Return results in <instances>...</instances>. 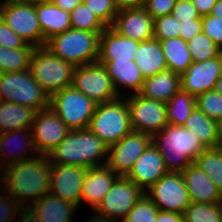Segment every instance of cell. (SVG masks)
I'll use <instances>...</instances> for the list:
<instances>
[{
	"label": "cell",
	"instance_id": "f1b7e54d",
	"mask_svg": "<svg viewBox=\"0 0 222 222\" xmlns=\"http://www.w3.org/2000/svg\"><path fill=\"white\" fill-rule=\"evenodd\" d=\"M36 112L28 106L3 101L0 104V134L17 129H31Z\"/></svg>",
	"mask_w": 222,
	"mask_h": 222
},
{
	"label": "cell",
	"instance_id": "7c38bea8",
	"mask_svg": "<svg viewBox=\"0 0 222 222\" xmlns=\"http://www.w3.org/2000/svg\"><path fill=\"white\" fill-rule=\"evenodd\" d=\"M145 194L161 211L183 214L191 204L181 172H168L146 190Z\"/></svg>",
	"mask_w": 222,
	"mask_h": 222
},
{
	"label": "cell",
	"instance_id": "74e56055",
	"mask_svg": "<svg viewBox=\"0 0 222 222\" xmlns=\"http://www.w3.org/2000/svg\"><path fill=\"white\" fill-rule=\"evenodd\" d=\"M159 209L144 194L122 222H155Z\"/></svg>",
	"mask_w": 222,
	"mask_h": 222
},
{
	"label": "cell",
	"instance_id": "f5cc1de1",
	"mask_svg": "<svg viewBox=\"0 0 222 222\" xmlns=\"http://www.w3.org/2000/svg\"><path fill=\"white\" fill-rule=\"evenodd\" d=\"M118 10L144 7L146 0H114Z\"/></svg>",
	"mask_w": 222,
	"mask_h": 222
},
{
	"label": "cell",
	"instance_id": "7402d4cb",
	"mask_svg": "<svg viewBox=\"0 0 222 222\" xmlns=\"http://www.w3.org/2000/svg\"><path fill=\"white\" fill-rule=\"evenodd\" d=\"M139 42L106 27L100 34L98 61L134 60Z\"/></svg>",
	"mask_w": 222,
	"mask_h": 222
},
{
	"label": "cell",
	"instance_id": "94428289",
	"mask_svg": "<svg viewBox=\"0 0 222 222\" xmlns=\"http://www.w3.org/2000/svg\"><path fill=\"white\" fill-rule=\"evenodd\" d=\"M10 1H14V0H1L0 3H5V2H10Z\"/></svg>",
	"mask_w": 222,
	"mask_h": 222
},
{
	"label": "cell",
	"instance_id": "44dd1931",
	"mask_svg": "<svg viewBox=\"0 0 222 222\" xmlns=\"http://www.w3.org/2000/svg\"><path fill=\"white\" fill-rule=\"evenodd\" d=\"M118 177L106 164L89 168L83 181L81 202L95 210Z\"/></svg>",
	"mask_w": 222,
	"mask_h": 222
},
{
	"label": "cell",
	"instance_id": "91938a15",
	"mask_svg": "<svg viewBox=\"0 0 222 222\" xmlns=\"http://www.w3.org/2000/svg\"><path fill=\"white\" fill-rule=\"evenodd\" d=\"M86 222H104V221H101V220H97V219H94L93 217H91L89 220H87Z\"/></svg>",
	"mask_w": 222,
	"mask_h": 222
},
{
	"label": "cell",
	"instance_id": "ffe728a7",
	"mask_svg": "<svg viewBox=\"0 0 222 222\" xmlns=\"http://www.w3.org/2000/svg\"><path fill=\"white\" fill-rule=\"evenodd\" d=\"M191 202L215 204L222 202V193L196 164L181 172Z\"/></svg>",
	"mask_w": 222,
	"mask_h": 222
},
{
	"label": "cell",
	"instance_id": "5bb4252c",
	"mask_svg": "<svg viewBox=\"0 0 222 222\" xmlns=\"http://www.w3.org/2000/svg\"><path fill=\"white\" fill-rule=\"evenodd\" d=\"M152 143L147 133L131 131L117 143L109 146L106 165L118 176L126 177L135 161Z\"/></svg>",
	"mask_w": 222,
	"mask_h": 222
},
{
	"label": "cell",
	"instance_id": "30bf717a",
	"mask_svg": "<svg viewBox=\"0 0 222 222\" xmlns=\"http://www.w3.org/2000/svg\"><path fill=\"white\" fill-rule=\"evenodd\" d=\"M1 18L26 44L43 46V34L36 13V4L26 0L1 3Z\"/></svg>",
	"mask_w": 222,
	"mask_h": 222
},
{
	"label": "cell",
	"instance_id": "7bdbcfd3",
	"mask_svg": "<svg viewBox=\"0 0 222 222\" xmlns=\"http://www.w3.org/2000/svg\"><path fill=\"white\" fill-rule=\"evenodd\" d=\"M3 195L0 194V222H14V218L22 207L14 198L0 187ZM5 194V195H4Z\"/></svg>",
	"mask_w": 222,
	"mask_h": 222
},
{
	"label": "cell",
	"instance_id": "4316f807",
	"mask_svg": "<svg viewBox=\"0 0 222 222\" xmlns=\"http://www.w3.org/2000/svg\"><path fill=\"white\" fill-rule=\"evenodd\" d=\"M30 207L42 222H72V215L77 211L76 205L58 197L45 194Z\"/></svg>",
	"mask_w": 222,
	"mask_h": 222
},
{
	"label": "cell",
	"instance_id": "f907efd6",
	"mask_svg": "<svg viewBox=\"0 0 222 222\" xmlns=\"http://www.w3.org/2000/svg\"><path fill=\"white\" fill-rule=\"evenodd\" d=\"M155 222H184L183 214L159 210Z\"/></svg>",
	"mask_w": 222,
	"mask_h": 222
},
{
	"label": "cell",
	"instance_id": "b9f144b4",
	"mask_svg": "<svg viewBox=\"0 0 222 222\" xmlns=\"http://www.w3.org/2000/svg\"><path fill=\"white\" fill-rule=\"evenodd\" d=\"M202 32L222 50V18L211 14L202 16Z\"/></svg>",
	"mask_w": 222,
	"mask_h": 222
},
{
	"label": "cell",
	"instance_id": "ba28073f",
	"mask_svg": "<svg viewBox=\"0 0 222 222\" xmlns=\"http://www.w3.org/2000/svg\"><path fill=\"white\" fill-rule=\"evenodd\" d=\"M96 105L73 86L66 87L50 97V107L70 130L88 128Z\"/></svg>",
	"mask_w": 222,
	"mask_h": 222
},
{
	"label": "cell",
	"instance_id": "4fadbf2b",
	"mask_svg": "<svg viewBox=\"0 0 222 222\" xmlns=\"http://www.w3.org/2000/svg\"><path fill=\"white\" fill-rule=\"evenodd\" d=\"M132 131L147 133L153 136L167 125L166 103L130 94L126 98Z\"/></svg>",
	"mask_w": 222,
	"mask_h": 222
},
{
	"label": "cell",
	"instance_id": "bcb514c9",
	"mask_svg": "<svg viewBox=\"0 0 222 222\" xmlns=\"http://www.w3.org/2000/svg\"><path fill=\"white\" fill-rule=\"evenodd\" d=\"M176 2L177 0H146L144 8L154 19L171 14Z\"/></svg>",
	"mask_w": 222,
	"mask_h": 222
},
{
	"label": "cell",
	"instance_id": "484cf974",
	"mask_svg": "<svg viewBox=\"0 0 222 222\" xmlns=\"http://www.w3.org/2000/svg\"><path fill=\"white\" fill-rule=\"evenodd\" d=\"M134 61L144 78L168 70L160 42L155 38L139 42Z\"/></svg>",
	"mask_w": 222,
	"mask_h": 222
},
{
	"label": "cell",
	"instance_id": "d590c367",
	"mask_svg": "<svg viewBox=\"0 0 222 222\" xmlns=\"http://www.w3.org/2000/svg\"><path fill=\"white\" fill-rule=\"evenodd\" d=\"M71 28L82 31H103L106 26L82 2L70 12Z\"/></svg>",
	"mask_w": 222,
	"mask_h": 222
},
{
	"label": "cell",
	"instance_id": "f6af8a7d",
	"mask_svg": "<svg viewBox=\"0 0 222 222\" xmlns=\"http://www.w3.org/2000/svg\"><path fill=\"white\" fill-rule=\"evenodd\" d=\"M0 45L5 48L17 49L20 47H34L26 44L0 17Z\"/></svg>",
	"mask_w": 222,
	"mask_h": 222
},
{
	"label": "cell",
	"instance_id": "681fc988",
	"mask_svg": "<svg viewBox=\"0 0 222 222\" xmlns=\"http://www.w3.org/2000/svg\"><path fill=\"white\" fill-rule=\"evenodd\" d=\"M200 16L209 15L217 0H191Z\"/></svg>",
	"mask_w": 222,
	"mask_h": 222
},
{
	"label": "cell",
	"instance_id": "5b68a950",
	"mask_svg": "<svg viewBox=\"0 0 222 222\" xmlns=\"http://www.w3.org/2000/svg\"><path fill=\"white\" fill-rule=\"evenodd\" d=\"M88 128L108 147L129 134L132 129L126 98L119 96L97 104Z\"/></svg>",
	"mask_w": 222,
	"mask_h": 222
},
{
	"label": "cell",
	"instance_id": "7dc6e473",
	"mask_svg": "<svg viewBox=\"0 0 222 222\" xmlns=\"http://www.w3.org/2000/svg\"><path fill=\"white\" fill-rule=\"evenodd\" d=\"M201 32H202V17L187 22H180L179 37H181L184 41L188 42Z\"/></svg>",
	"mask_w": 222,
	"mask_h": 222
},
{
	"label": "cell",
	"instance_id": "836d02e7",
	"mask_svg": "<svg viewBox=\"0 0 222 222\" xmlns=\"http://www.w3.org/2000/svg\"><path fill=\"white\" fill-rule=\"evenodd\" d=\"M196 164L214 182L222 193V150L206 148L195 159Z\"/></svg>",
	"mask_w": 222,
	"mask_h": 222
},
{
	"label": "cell",
	"instance_id": "f546056e",
	"mask_svg": "<svg viewBox=\"0 0 222 222\" xmlns=\"http://www.w3.org/2000/svg\"><path fill=\"white\" fill-rule=\"evenodd\" d=\"M159 42L168 70L183 74L193 63L187 41L177 37Z\"/></svg>",
	"mask_w": 222,
	"mask_h": 222
},
{
	"label": "cell",
	"instance_id": "cb8c5ba5",
	"mask_svg": "<svg viewBox=\"0 0 222 222\" xmlns=\"http://www.w3.org/2000/svg\"><path fill=\"white\" fill-rule=\"evenodd\" d=\"M36 13L43 34V46L51 37L71 28L70 13L51 1L36 3Z\"/></svg>",
	"mask_w": 222,
	"mask_h": 222
},
{
	"label": "cell",
	"instance_id": "11a10c76",
	"mask_svg": "<svg viewBox=\"0 0 222 222\" xmlns=\"http://www.w3.org/2000/svg\"><path fill=\"white\" fill-rule=\"evenodd\" d=\"M217 131H218V137H219V142H222V118H220L217 121Z\"/></svg>",
	"mask_w": 222,
	"mask_h": 222
},
{
	"label": "cell",
	"instance_id": "9c48e42d",
	"mask_svg": "<svg viewBox=\"0 0 222 222\" xmlns=\"http://www.w3.org/2000/svg\"><path fill=\"white\" fill-rule=\"evenodd\" d=\"M145 192L128 177L119 176L102 202L94 210V219L104 222H119L125 218Z\"/></svg>",
	"mask_w": 222,
	"mask_h": 222
},
{
	"label": "cell",
	"instance_id": "8fae6325",
	"mask_svg": "<svg viewBox=\"0 0 222 222\" xmlns=\"http://www.w3.org/2000/svg\"><path fill=\"white\" fill-rule=\"evenodd\" d=\"M72 86L96 104L119 97L106 68L99 62L77 66Z\"/></svg>",
	"mask_w": 222,
	"mask_h": 222
},
{
	"label": "cell",
	"instance_id": "1f68e13d",
	"mask_svg": "<svg viewBox=\"0 0 222 222\" xmlns=\"http://www.w3.org/2000/svg\"><path fill=\"white\" fill-rule=\"evenodd\" d=\"M195 107L196 98L180 88V90L166 102L168 124L183 126Z\"/></svg>",
	"mask_w": 222,
	"mask_h": 222
},
{
	"label": "cell",
	"instance_id": "6f0895ef",
	"mask_svg": "<svg viewBox=\"0 0 222 222\" xmlns=\"http://www.w3.org/2000/svg\"><path fill=\"white\" fill-rule=\"evenodd\" d=\"M26 1L36 4V3H41V2H50L52 0H26Z\"/></svg>",
	"mask_w": 222,
	"mask_h": 222
},
{
	"label": "cell",
	"instance_id": "3957f363",
	"mask_svg": "<svg viewBox=\"0 0 222 222\" xmlns=\"http://www.w3.org/2000/svg\"><path fill=\"white\" fill-rule=\"evenodd\" d=\"M152 143L161 152L169 172L184 171L206 149L191 130L181 125L168 124L152 136Z\"/></svg>",
	"mask_w": 222,
	"mask_h": 222
},
{
	"label": "cell",
	"instance_id": "e0dca14e",
	"mask_svg": "<svg viewBox=\"0 0 222 222\" xmlns=\"http://www.w3.org/2000/svg\"><path fill=\"white\" fill-rule=\"evenodd\" d=\"M220 74V54L212 59L193 62L180 75L181 89L189 92L195 98L207 91L214 90Z\"/></svg>",
	"mask_w": 222,
	"mask_h": 222
},
{
	"label": "cell",
	"instance_id": "9f6ffc18",
	"mask_svg": "<svg viewBox=\"0 0 222 222\" xmlns=\"http://www.w3.org/2000/svg\"><path fill=\"white\" fill-rule=\"evenodd\" d=\"M214 90L222 95V76L217 80Z\"/></svg>",
	"mask_w": 222,
	"mask_h": 222
},
{
	"label": "cell",
	"instance_id": "816d5d0a",
	"mask_svg": "<svg viewBox=\"0 0 222 222\" xmlns=\"http://www.w3.org/2000/svg\"><path fill=\"white\" fill-rule=\"evenodd\" d=\"M51 2L58 8L70 13L79 4H81L83 0H52Z\"/></svg>",
	"mask_w": 222,
	"mask_h": 222
},
{
	"label": "cell",
	"instance_id": "680465c9",
	"mask_svg": "<svg viewBox=\"0 0 222 222\" xmlns=\"http://www.w3.org/2000/svg\"><path fill=\"white\" fill-rule=\"evenodd\" d=\"M220 74L222 76V52H220Z\"/></svg>",
	"mask_w": 222,
	"mask_h": 222
},
{
	"label": "cell",
	"instance_id": "6125c7cd",
	"mask_svg": "<svg viewBox=\"0 0 222 222\" xmlns=\"http://www.w3.org/2000/svg\"><path fill=\"white\" fill-rule=\"evenodd\" d=\"M3 102V97H2V94H1V91H0V104Z\"/></svg>",
	"mask_w": 222,
	"mask_h": 222
},
{
	"label": "cell",
	"instance_id": "d6a6232c",
	"mask_svg": "<svg viewBox=\"0 0 222 222\" xmlns=\"http://www.w3.org/2000/svg\"><path fill=\"white\" fill-rule=\"evenodd\" d=\"M35 47L5 48L0 45V73L19 72L30 69Z\"/></svg>",
	"mask_w": 222,
	"mask_h": 222
},
{
	"label": "cell",
	"instance_id": "c3c4849f",
	"mask_svg": "<svg viewBox=\"0 0 222 222\" xmlns=\"http://www.w3.org/2000/svg\"><path fill=\"white\" fill-rule=\"evenodd\" d=\"M17 215V222H42L30 206H22Z\"/></svg>",
	"mask_w": 222,
	"mask_h": 222
},
{
	"label": "cell",
	"instance_id": "d6986e66",
	"mask_svg": "<svg viewBox=\"0 0 222 222\" xmlns=\"http://www.w3.org/2000/svg\"><path fill=\"white\" fill-rule=\"evenodd\" d=\"M111 27L137 42L153 38V18L144 7L118 10Z\"/></svg>",
	"mask_w": 222,
	"mask_h": 222
},
{
	"label": "cell",
	"instance_id": "db71d44e",
	"mask_svg": "<svg viewBox=\"0 0 222 222\" xmlns=\"http://www.w3.org/2000/svg\"><path fill=\"white\" fill-rule=\"evenodd\" d=\"M210 14L218 18H222V0H217Z\"/></svg>",
	"mask_w": 222,
	"mask_h": 222
},
{
	"label": "cell",
	"instance_id": "83f0119b",
	"mask_svg": "<svg viewBox=\"0 0 222 222\" xmlns=\"http://www.w3.org/2000/svg\"><path fill=\"white\" fill-rule=\"evenodd\" d=\"M20 135L23 139V145L21 143H19V146H18V148L20 150L16 147L18 144L17 143L15 147L18 149V151L15 153H12L13 150L11 151V148H9L10 150H8V151H11V153L13 155L10 152H9V154H7L8 151L6 148H7V146H9V143L14 142V138L20 137ZM11 140H13V141H11ZM28 151L29 152L32 151V154L34 153V154L38 155L37 151L34 147L31 129H17V130L1 133L0 134V169L3 170L5 167H7L11 164L18 163V162L33 158L31 156L32 154H29L30 156L27 155Z\"/></svg>",
	"mask_w": 222,
	"mask_h": 222
},
{
	"label": "cell",
	"instance_id": "52a82bcc",
	"mask_svg": "<svg viewBox=\"0 0 222 222\" xmlns=\"http://www.w3.org/2000/svg\"><path fill=\"white\" fill-rule=\"evenodd\" d=\"M3 101L28 106L37 112L50 106V96L28 70L0 73Z\"/></svg>",
	"mask_w": 222,
	"mask_h": 222
},
{
	"label": "cell",
	"instance_id": "7a4b0ae2",
	"mask_svg": "<svg viewBox=\"0 0 222 222\" xmlns=\"http://www.w3.org/2000/svg\"><path fill=\"white\" fill-rule=\"evenodd\" d=\"M108 150V145L86 128L70 130L47 157L54 164L92 168L107 163Z\"/></svg>",
	"mask_w": 222,
	"mask_h": 222
},
{
	"label": "cell",
	"instance_id": "60d3db41",
	"mask_svg": "<svg viewBox=\"0 0 222 222\" xmlns=\"http://www.w3.org/2000/svg\"><path fill=\"white\" fill-rule=\"evenodd\" d=\"M89 8L106 27H111L118 13L114 0H83Z\"/></svg>",
	"mask_w": 222,
	"mask_h": 222
},
{
	"label": "cell",
	"instance_id": "4dcf8cb0",
	"mask_svg": "<svg viewBox=\"0 0 222 222\" xmlns=\"http://www.w3.org/2000/svg\"><path fill=\"white\" fill-rule=\"evenodd\" d=\"M183 126L191 130L205 148L219 147L217 122L207 117L197 107L193 109Z\"/></svg>",
	"mask_w": 222,
	"mask_h": 222
},
{
	"label": "cell",
	"instance_id": "e7e4bbea",
	"mask_svg": "<svg viewBox=\"0 0 222 222\" xmlns=\"http://www.w3.org/2000/svg\"><path fill=\"white\" fill-rule=\"evenodd\" d=\"M1 171H2V170L0 169V184H1Z\"/></svg>",
	"mask_w": 222,
	"mask_h": 222
},
{
	"label": "cell",
	"instance_id": "9a60e30c",
	"mask_svg": "<svg viewBox=\"0 0 222 222\" xmlns=\"http://www.w3.org/2000/svg\"><path fill=\"white\" fill-rule=\"evenodd\" d=\"M31 131L37 154L47 156L67 136L70 129L49 106L36 112Z\"/></svg>",
	"mask_w": 222,
	"mask_h": 222
},
{
	"label": "cell",
	"instance_id": "be15d7a7",
	"mask_svg": "<svg viewBox=\"0 0 222 222\" xmlns=\"http://www.w3.org/2000/svg\"><path fill=\"white\" fill-rule=\"evenodd\" d=\"M219 148L222 150V142L219 144Z\"/></svg>",
	"mask_w": 222,
	"mask_h": 222
},
{
	"label": "cell",
	"instance_id": "e575fe53",
	"mask_svg": "<svg viewBox=\"0 0 222 222\" xmlns=\"http://www.w3.org/2000/svg\"><path fill=\"white\" fill-rule=\"evenodd\" d=\"M184 222H222V202L215 204L194 203L183 212Z\"/></svg>",
	"mask_w": 222,
	"mask_h": 222
},
{
	"label": "cell",
	"instance_id": "f35d334b",
	"mask_svg": "<svg viewBox=\"0 0 222 222\" xmlns=\"http://www.w3.org/2000/svg\"><path fill=\"white\" fill-rule=\"evenodd\" d=\"M196 107L217 122L222 118V95L215 90L200 94L196 97Z\"/></svg>",
	"mask_w": 222,
	"mask_h": 222
},
{
	"label": "cell",
	"instance_id": "8992f818",
	"mask_svg": "<svg viewBox=\"0 0 222 222\" xmlns=\"http://www.w3.org/2000/svg\"><path fill=\"white\" fill-rule=\"evenodd\" d=\"M76 66L53 54L45 46L36 47L30 60V71L35 81L51 97L72 86Z\"/></svg>",
	"mask_w": 222,
	"mask_h": 222
},
{
	"label": "cell",
	"instance_id": "603a6c76",
	"mask_svg": "<svg viewBox=\"0 0 222 222\" xmlns=\"http://www.w3.org/2000/svg\"><path fill=\"white\" fill-rule=\"evenodd\" d=\"M102 64L111 78L112 84L119 96L120 86L128 88L132 94H137L141 91L145 78L142 76L138 65L134 60H111V61H98ZM130 89V90H129Z\"/></svg>",
	"mask_w": 222,
	"mask_h": 222
},
{
	"label": "cell",
	"instance_id": "8d00e7d4",
	"mask_svg": "<svg viewBox=\"0 0 222 222\" xmlns=\"http://www.w3.org/2000/svg\"><path fill=\"white\" fill-rule=\"evenodd\" d=\"M193 62H202L217 57L221 49L203 32L188 42Z\"/></svg>",
	"mask_w": 222,
	"mask_h": 222
},
{
	"label": "cell",
	"instance_id": "ab89813d",
	"mask_svg": "<svg viewBox=\"0 0 222 222\" xmlns=\"http://www.w3.org/2000/svg\"><path fill=\"white\" fill-rule=\"evenodd\" d=\"M180 34V22L171 14L153 19V38L167 40L177 38Z\"/></svg>",
	"mask_w": 222,
	"mask_h": 222
},
{
	"label": "cell",
	"instance_id": "277c9868",
	"mask_svg": "<svg viewBox=\"0 0 222 222\" xmlns=\"http://www.w3.org/2000/svg\"><path fill=\"white\" fill-rule=\"evenodd\" d=\"M102 31L70 28L46 41L45 47L60 59L74 66L98 62L99 39Z\"/></svg>",
	"mask_w": 222,
	"mask_h": 222
},
{
	"label": "cell",
	"instance_id": "d4e9b609",
	"mask_svg": "<svg viewBox=\"0 0 222 222\" xmlns=\"http://www.w3.org/2000/svg\"><path fill=\"white\" fill-rule=\"evenodd\" d=\"M180 88V74L166 70L145 78L139 94L145 98L166 103Z\"/></svg>",
	"mask_w": 222,
	"mask_h": 222
},
{
	"label": "cell",
	"instance_id": "ac0fdd59",
	"mask_svg": "<svg viewBox=\"0 0 222 222\" xmlns=\"http://www.w3.org/2000/svg\"><path fill=\"white\" fill-rule=\"evenodd\" d=\"M168 172L161 152L151 143L135 161L126 177L145 192Z\"/></svg>",
	"mask_w": 222,
	"mask_h": 222
},
{
	"label": "cell",
	"instance_id": "ee69618b",
	"mask_svg": "<svg viewBox=\"0 0 222 222\" xmlns=\"http://www.w3.org/2000/svg\"><path fill=\"white\" fill-rule=\"evenodd\" d=\"M171 15L179 22H187L201 18L191 0H177Z\"/></svg>",
	"mask_w": 222,
	"mask_h": 222
},
{
	"label": "cell",
	"instance_id": "2e32d148",
	"mask_svg": "<svg viewBox=\"0 0 222 222\" xmlns=\"http://www.w3.org/2000/svg\"><path fill=\"white\" fill-rule=\"evenodd\" d=\"M88 169L82 166L51 163L49 193L79 207L83 181Z\"/></svg>",
	"mask_w": 222,
	"mask_h": 222
},
{
	"label": "cell",
	"instance_id": "6da1fadb",
	"mask_svg": "<svg viewBox=\"0 0 222 222\" xmlns=\"http://www.w3.org/2000/svg\"><path fill=\"white\" fill-rule=\"evenodd\" d=\"M32 156L1 171L2 188L22 206H30L49 193L51 163L45 155Z\"/></svg>",
	"mask_w": 222,
	"mask_h": 222
}]
</instances>
